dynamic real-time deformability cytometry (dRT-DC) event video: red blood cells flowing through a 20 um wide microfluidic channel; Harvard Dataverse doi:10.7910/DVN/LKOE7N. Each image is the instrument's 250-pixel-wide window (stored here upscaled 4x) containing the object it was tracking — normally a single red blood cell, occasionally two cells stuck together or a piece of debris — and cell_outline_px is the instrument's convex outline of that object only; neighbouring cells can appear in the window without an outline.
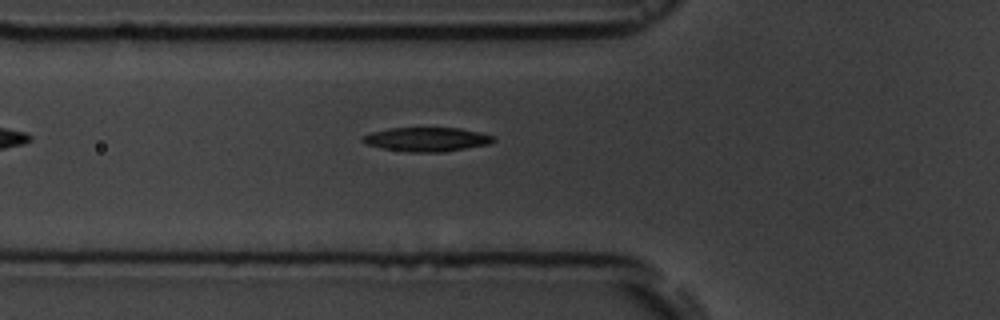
{"species": "common noctule bat (a hibernating species)", "species_latin": "Nyctalus noctula", "temperature_condition": "room temperature", "stored_images_in_passage": 6, "camera_frame_rate_fps": 3000, "um_per_image_px": 0.085, "animal": {"sex": "male", "body_mass_g": 19.5, "forearm_length_mm": 54.6}, "frame": {"image": 1, "passage_image": 6, "time_ms": 5.667, "image_size_px": [1000, 320], "cell_outline_px": [[496, 140], [488, 144], [444, 152], [408, 152], [380, 148], [368, 144], [360, 140], [360, 136], [372, 132], [388, 128], [460, 128], [480, 132], [496, 136]], "centroid_in_image_um": [36.27, 11.84], "position_along_channel_um": 89.5, "area_um2": 18.5}}